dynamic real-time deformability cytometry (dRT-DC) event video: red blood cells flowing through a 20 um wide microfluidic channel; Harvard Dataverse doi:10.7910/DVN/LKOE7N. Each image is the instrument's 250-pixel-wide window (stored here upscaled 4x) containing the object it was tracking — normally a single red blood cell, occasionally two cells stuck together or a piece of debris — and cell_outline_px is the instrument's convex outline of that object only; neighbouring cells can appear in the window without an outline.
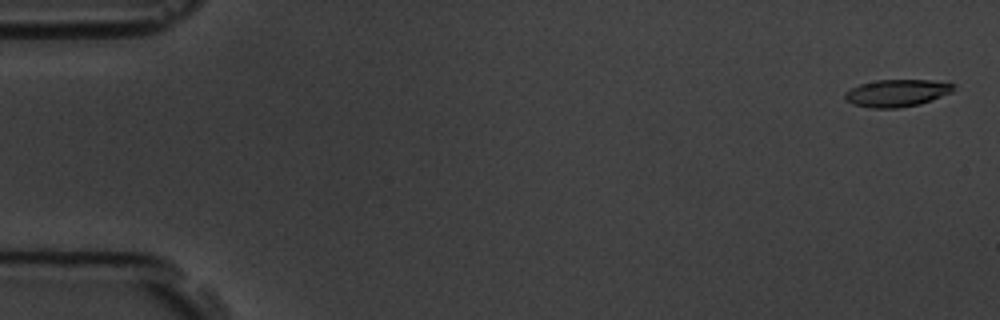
{"species": "common noctule bat (a hibernating species)", "species_latin": "Nyctalus noctula", "temperature_condition": "room temperature", "stored_images_in_passage": 57, "camera_frame_rate_fps": 3000, "um_per_image_px": 0.085, "animal": {"sex": "male", "body_mass_g": 19.5, "forearm_length_mm": 54.6}, "frame": {"image": 1, "passage_image": 2, "time_ms": 0.333, "image_size_px": [1000, 320], "cell_outline_px": [[956, 84], [952, 92], [920, 104], [900, 108], [872, 108], [852, 104], [844, 100], [844, 92], [860, 84], [876, 80], [928, 80]], "centroid_in_image_um": [76.2, 7.91], "position_along_channel_um": 8.8, "area_um2": 17.28}}
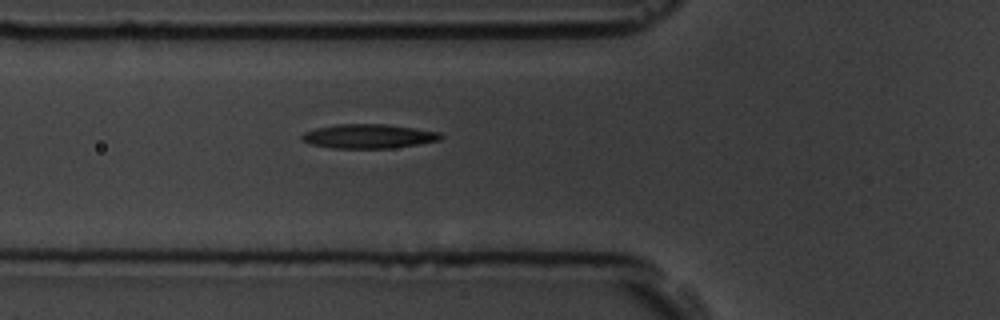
{"frame": {"image": 2, "passage_image": 21, "time_ms": 6.667, "image_size_px": [1000, 320], "cell_outline_px": [[444, 136], [440, 140], [392, 148], [332, 148], [312, 144], [300, 140], [300, 136], [304, 132], [316, 128], [336, 124], [388, 124], [440, 132]], "centroid_in_image_um": [31.31, 11.57], "position_along_channel_um": 94.5, "area_um2": 19.59}}
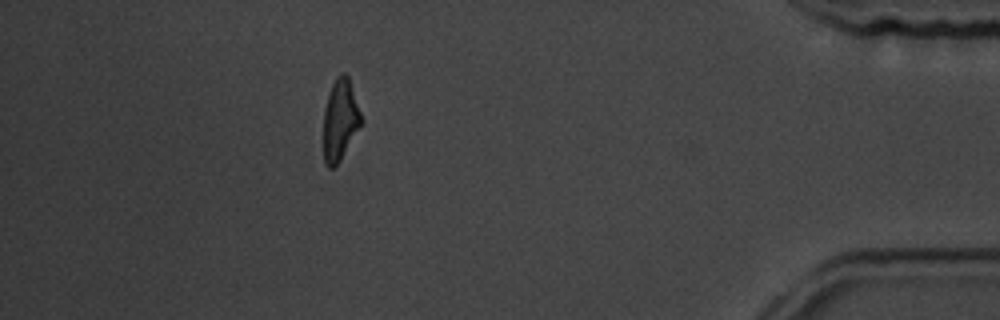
{"frame": {"image": 3, "passage_image": 51, "time_ms": 16.667, "image_size_px": [1000, 320], "cell_outline_px": [[360, 124], [336, 168], [328, 168], [324, 164], [324, 108], [328, 92], [336, 76], [340, 72], [344, 72], [348, 76], [360, 112]], "centroid_in_image_um": [28.86, 10.19], "position_along_channel_um": 406.3, "area_um2": 17.57}, "authors_computed_cell_mechanics": {"area_um2": 18.8428, "velocity_mm_per_s": 3.6191, "shape_relaxation_time_tau1_ms": 5.2666, "shape_relaxation_time_tau2_ms": 6.2784, "deformation_change_tau1": 0.1735, "deformation_change_tau2": 0.1822}}